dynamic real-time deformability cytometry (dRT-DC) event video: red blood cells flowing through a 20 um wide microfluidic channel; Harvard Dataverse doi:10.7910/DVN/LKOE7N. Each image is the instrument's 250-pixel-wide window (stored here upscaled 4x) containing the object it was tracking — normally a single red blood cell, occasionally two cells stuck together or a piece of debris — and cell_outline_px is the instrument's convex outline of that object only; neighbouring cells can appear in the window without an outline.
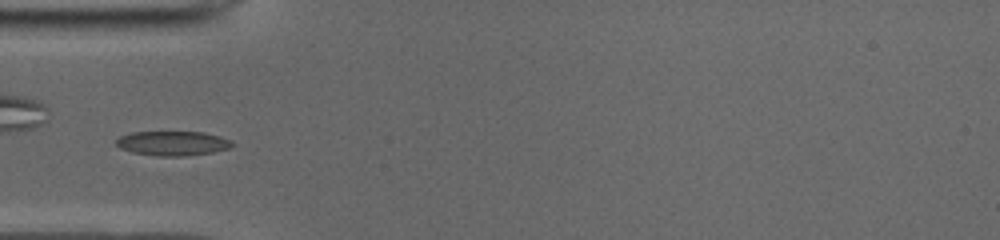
{"species": "common noctule bat (a hibernating species)", "species_latin": "Nyctalus noctula", "temperature_condition": "cold", "stored_images_in_passage": 51, "camera_frame_rate_fps": 3000, "um_per_image_px": 0.085, "animal": {"sex": "male", "body_mass_g": 19.0, "forearm_length_mm": 50.8}, "frame": {"image": 1, "passage_image": 15, "time_ms": 4.667, "image_size_px": [1000, 240], "cell_outline_px": [[236, 144], [232, 148], [212, 152], [184, 156], [160, 156], [132, 152], [120, 148], [116, 144], [116, 140], [120, 136], [132, 132], [204, 132], [220, 136], [232, 140]], "centroid_in_image_um": [14.73, 12.18], "position_along_channel_um": 70.3, "area_um2": 16.65}}